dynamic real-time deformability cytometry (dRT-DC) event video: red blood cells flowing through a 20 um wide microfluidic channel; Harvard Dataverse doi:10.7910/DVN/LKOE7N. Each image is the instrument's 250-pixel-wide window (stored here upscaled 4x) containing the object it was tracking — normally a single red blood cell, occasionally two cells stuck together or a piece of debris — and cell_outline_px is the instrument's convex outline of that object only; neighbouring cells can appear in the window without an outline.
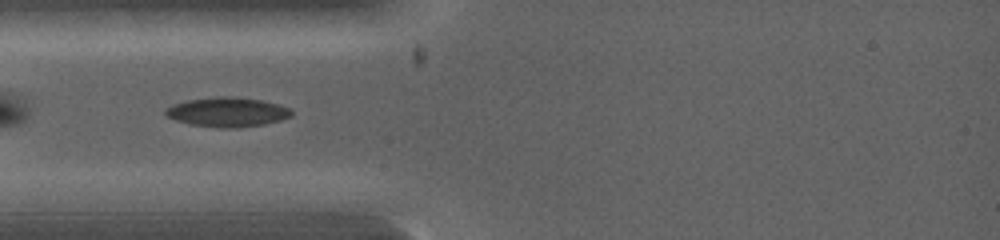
{"species": "common noctule bat (a hibernating species)", "species_latin": "Nyctalus noctula", "temperature_condition": "warm", "stored_images_in_passage": 4, "camera_frame_rate_fps": 5000, "um_per_image_px": 0.085, "animal": {"sex": "female", "body_mass_g": 19.0, "forearm_length_mm": 53.3}, "frame": {"image": 1, "passage_image": 2, "time_ms": 0.8, "image_size_px": [1000, 240], "cell_outline_px": [[292, 116], [280, 120], [264, 124], [232, 128], [220, 128], [192, 124], [176, 120], [168, 116], [164, 112], [164, 108], [172, 104], [188, 100], [220, 96], [236, 96], [260, 100], [280, 104], [288, 108], [292, 112]], "centroid_in_image_um": [19.32, 9.51], "position_along_channel_um": 65.7, "area_um2": 21.56}}
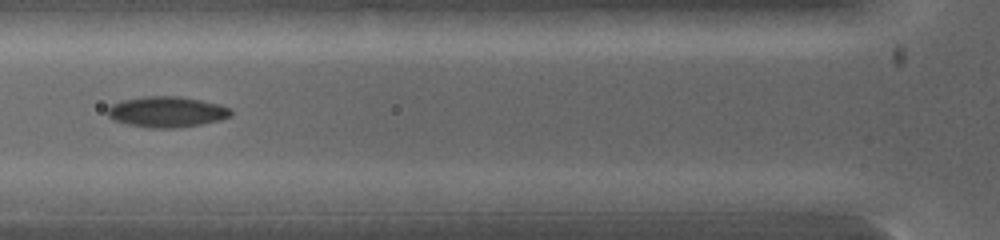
{"frame": {"image": 2, "passage_image": 3, "time_ms": 1.6, "image_size_px": [1000, 240], "cell_outline_px": [[232, 116], [220, 120], [200, 124], [176, 128], [148, 128], [128, 124], [112, 120], [108, 116], [108, 108], [112, 104], [120, 100], [144, 96], [180, 96], [200, 100], [232, 108]], "centroid_in_image_um": [14.16, 9.51], "position_along_channel_um": 111.6, "area_um2": 22.2}}
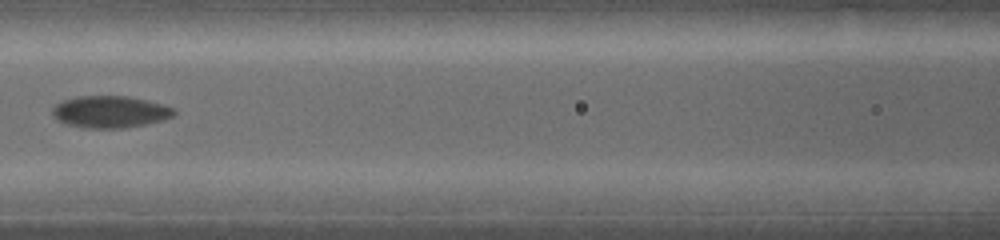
{"frame": {"image": 3, "passage_image": 4, "time_ms": 2.4, "image_size_px": [1000, 240], "cell_outline_px": [[176, 112], [172, 116], [160, 120], [144, 124], [120, 128], [88, 128], [64, 124], [52, 116], [52, 108], [56, 104], [64, 100], [76, 96], [128, 96], [148, 100], [172, 108]], "centroid_in_image_um": [9.29, 9.5], "position_along_channel_um": 157.3, "area_um2": 22.43}}